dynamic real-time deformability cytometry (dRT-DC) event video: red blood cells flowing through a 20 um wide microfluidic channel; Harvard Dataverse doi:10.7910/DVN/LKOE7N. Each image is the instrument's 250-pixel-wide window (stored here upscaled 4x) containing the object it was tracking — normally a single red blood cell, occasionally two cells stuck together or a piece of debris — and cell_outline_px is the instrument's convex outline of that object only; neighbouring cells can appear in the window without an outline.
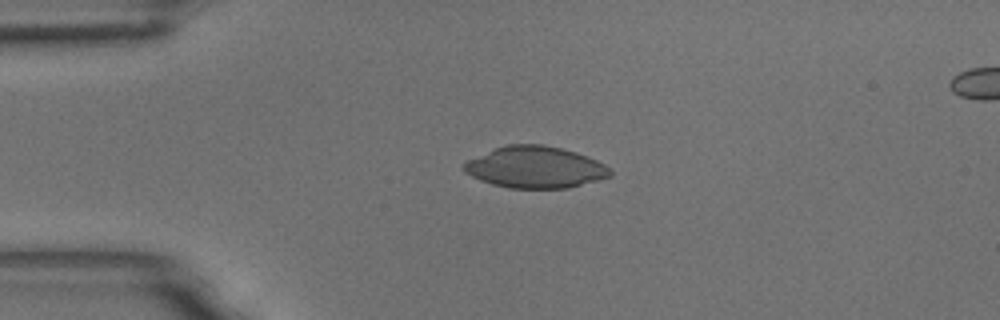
{"species": "common noctule bat (a hibernating species)", "species_latin": "Nyctalus noctula", "temperature_condition": "room temperature", "stored_images_in_passage": 7, "camera_frame_rate_fps": 3000, "um_per_image_px": 0.085, "animal": {"sex": "male", "body_mass_g": 18.8}, "frame": {"image": 1, "passage_image": 1, "time_ms": 0.0, "image_size_px": [1000, 320], "cell_outline_px": [[612, 176], [568, 188], [508, 188], [492, 184], [480, 180], [464, 172], [464, 164], [468, 160], [496, 148], [508, 144], [540, 144], [560, 148], [576, 152], [596, 160], [612, 168]], "centroid_in_image_um": [45.52, 14.22], "position_along_channel_um": 39.5, "area_um2": 35.26}}